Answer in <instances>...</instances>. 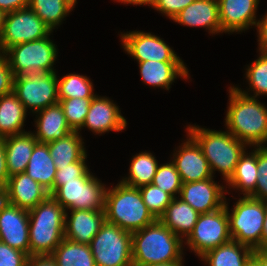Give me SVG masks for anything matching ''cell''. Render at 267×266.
Segmentation results:
<instances>
[{
	"mask_svg": "<svg viewBox=\"0 0 267 266\" xmlns=\"http://www.w3.org/2000/svg\"><path fill=\"white\" fill-rule=\"evenodd\" d=\"M124 51L137 62L183 61L176 52L159 36L144 31L121 33Z\"/></svg>",
	"mask_w": 267,
	"mask_h": 266,
	"instance_id": "13",
	"label": "cell"
},
{
	"mask_svg": "<svg viewBox=\"0 0 267 266\" xmlns=\"http://www.w3.org/2000/svg\"><path fill=\"white\" fill-rule=\"evenodd\" d=\"M28 176L53 194V184L57 168L50 155L48 144L37 143L33 149L26 171Z\"/></svg>",
	"mask_w": 267,
	"mask_h": 266,
	"instance_id": "26",
	"label": "cell"
},
{
	"mask_svg": "<svg viewBox=\"0 0 267 266\" xmlns=\"http://www.w3.org/2000/svg\"><path fill=\"white\" fill-rule=\"evenodd\" d=\"M27 111L14 92L0 97V138L24 133Z\"/></svg>",
	"mask_w": 267,
	"mask_h": 266,
	"instance_id": "27",
	"label": "cell"
},
{
	"mask_svg": "<svg viewBox=\"0 0 267 266\" xmlns=\"http://www.w3.org/2000/svg\"><path fill=\"white\" fill-rule=\"evenodd\" d=\"M75 6L72 0H29L28 4L52 32Z\"/></svg>",
	"mask_w": 267,
	"mask_h": 266,
	"instance_id": "32",
	"label": "cell"
},
{
	"mask_svg": "<svg viewBox=\"0 0 267 266\" xmlns=\"http://www.w3.org/2000/svg\"><path fill=\"white\" fill-rule=\"evenodd\" d=\"M194 1L195 0H159L154 9L173 20L178 13Z\"/></svg>",
	"mask_w": 267,
	"mask_h": 266,
	"instance_id": "42",
	"label": "cell"
},
{
	"mask_svg": "<svg viewBox=\"0 0 267 266\" xmlns=\"http://www.w3.org/2000/svg\"><path fill=\"white\" fill-rule=\"evenodd\" d=\"M49 196V191L26 172L9 177L5 186L6 202L26 210L34 208Z\"/></svg>",
	"mask_w": 267,
	"mask_h": 266,
	"instance_id": "19",
	"label": "cell"
},
{
	"mask_svg": "<svg viewBox=\"0 0 267 266\" xmlns=\"http://www.w3.org/2000/svg\"><path fill=\"white\" fill-rule=\"evenodd\" d=\"M229 105L225 126L234 137L247 147L266 146L267 106L258 98L242 94L234 85L229 87Z\"/></svg>",
	"mask_w": 267,
	"mask_h": 266,
	"instance_id": "1",
	"label": "cell"
},
{
	"mask_svg": "<svg viewBox=\"0 0 267 266\" xmlns=\"http://www.w3.org/2000/svg\"><path fill=\"white\" fill-rule=\"evenodd\" d=\"M6 202V197H5V188L0 187V209Z\"/></svg>",
	"mask_w": 267,
	"mask_h": 266,
	"instance_id": "52",
	"label": "cell"
},
{
	"mask_svg": "<svg viewBox=\"0 0 267 266\" xmlns=\"http://www.w3.org/2000/svg\"><path fill=\"white\" fill-rule=\"evenodd\" d=\"M173 21L189 27H203L212 35L223 33L218 0H195L178 13Z\"/></svg>",
	"mask_w": 267,
	"mask_h": 266,
	"instance_id": "21",
	"label": "cell"
},
{
	"mask_svg": "<svg viewBox=\"0 0 267 266\" xmlns=\"http://www.w3.org/2000/svg\"><path fill=\"white\" fill-rule=\"evenodd\" d=\"M225 186L217 184L213 178L203 181L183 183L178 197L189 204L199 214L214 212L225 204Z\"/></svg>",
	"mask_w": 267,
	"mask_h": 266,
	"instance_id": "16",
	"label": "cell"
},
{
	"mask_svg": "<svg viewBox=\"0 0 267 266\" xmlns=\"http://www.w3.org/2000/svg\"><path fill=\"white\" fill-rule=\"evenodd\" d=\"M52 31L29 7L5 14L0 53L11 46L50 36Z\"/></svg>",
	"mask_w": 267,
	"mask_h": 266,
	"instance_id": "12",
	"label": "cell"
},
{
	"mask_svg": "<svg viewBox=\"0 0 267 266\" xmlns=\"http://www.w3.org/2000/svg\"><path fill=\"white\" fill-rule=\"evenodd\" d=\"M252 152L246 150L240 156L231 178L226 182V186L234 190L241 191L243 196H250L256 189V182L259 176L257 171V147H253Z\"/></svg>",
	"mask_w": 267,
	"mask_h": 266,
	"instance_id": "30",
	"label": "cell"
},
{
	"mask_svg": "<svg viewBox=\"0 0 267 266\" xmlns=\"http://www.w3.org/2000/svg\"><path fill=\"white\" fill-rule=\"evenodd\" d=\"M14 74L3 53H0V97L13 92Z\"/></svg>",
	"mask_w": 267,
	"mask_h": 266,
	"instance_id": "43",
	"label": "cell"
},
{
	"mask_svg": "<svg viewBox=\"0 0 267 266\" xmlns=\"http://www.w3.org/2000/svg\"><path fill=\"white\" fill-rule=\"evenodd\" d=\"M4 18H5V13L2 10H0V36L3 30Z\"/></svg>",
	"mask_w": 267,
	"mask_h": 266,
	"instance_id": "53",
	"label": "cell"
},
{
	"mask_svg": "<svg viewBox=\"0 0 267 266\" xmlns=\"http://www.w3.org/2000/svg\"><path fill=\"white\" fill-rule=\"evenodd\" d=\"M171 162L175 165L183 183L213 178L209 163L201 147L187 133V139L174 151Z\"/></svg>",
	"mask_w": 267,
	"mask_h": 266,
	"instance_id": "15",
	"label": "cell"
},
{
	"mask_svg": "<svg viewBox=\"0 0 267 266\" xmlns=\"http://www.w3.org/2000/svg\"><path fill=\"white\" fill-rule=\"evenodd\" d=\"M104 212L107 222L130 233L139 231L156 220L143 202L139 188L121 181L113 188H107Z\"/></svg>",
	"mask_w": 267,
	"mask_h": 266,
	"instance_id": "4",
	"label": "cell"
},
{
	"mask_svg": "<svg viewBox=\"0 0 267 266\" xmlns=\"http://www.w3.org/2000/svg\"><path fill=\"white\" fill-rule=\"evenodd\" d=\"M245 266H259V265L253 258H251Z\"/></svg>",
	"mask_w": 267,
	"mask_h": 266,
	"instance_id": "54",
	"label": "cell"
},
{
	"mask_svg": "<svg viewBox=\"0 0 267 266\" xmlns=\"http://www.w3.org/2000/svg\"><path fill=\"white\" fill-rule=\"evenodd\" d=\"M259 0H218L221 30L224 33L242 32L256 26Z\"/></svg>",
	"mask_w": 267,
	"mask_h": 266,
	"instance_id": "18",
	"label": "cell"
},
{
	"mask_svg": "<svg viewBox=\"0 0 267 266\" xmlns=\"http://www.w3.org/2000/svg\"><path fill=\"white\" fill-rule=\"evenodd\" d=\"M8 178L3 138H0V187L5 188Z\"/></svg>",
	"mask_w": 267,
	"mask_h": 266,
	"instance_id": "47",
	"label": "cell"
},
{
	"mask_svg": "<svg viewBox=\"0 0 267 266\" xmlns=\"http://www.w3.org/2000/svg\"><path fill=\"white\" fill-rule=\"evenodd\" d=\"M253 249L230 240L200 257L208 266H245L252 258Z\"/></svg>",
	"mask_w": 267,
	"mask_h": 266,
	"instance_id": "28",
	"label": "cell"
},
{
	"mask_svg": "<svg viewBox=\"0 0 267 266\" xmlns=\"http://www.w3.org/2000/svg\"><path fill=\"white\" fill-rule=\"evenodd\" d=\"M246 79L249 84L247 91L236 86L244 95L257 98L260 95L267 96V53L259 52V57L246 68ZM253 91V96L248 93Z\"/></svg>",
	"mask_w": 267,
	"mask_h": 266,
	"instance_id": "35",
	"label": "cell"
},
{
	"mask_svg": "<svg viewBox=\"0 0 267 266\" xmlns=\"http://www.w3.org/2000/svg\"><path fill=\"white\" fill-rule=\"evenodd\" d=\"M142 81L152 87L165 90L179 78L189 79V71L183 61H144L138 62Z\"/></svg>",
	"mask_w": 267,
	"mask_h": 266,
	"instance_id": "22",
	"label": "cell"
},
{
	"mask_svg": "<svg viewBox=\"0 0 267 266\" xmlns=\"http://www.w3.org/2000/svg\"><path fill=\"white\" fill-rule=\"evenodd\" d=\"M28 255L0 241V266H26Z\"/></svg>",
	"mask_w": 267,
	"mask_h": 266,
	"instance_id": "41",
	"label": "cell"
},
{
	"mask_svg": "<svg viewBox=\"0 0 267 266\" xmlns=\"http://www.w3.org/2000/svg\"><path fill=\"white\" fill-rule=\"evenodd\" d=\"M88 170L76 181H61V186L51 195L66 211H104L107 187Z\"/></svg>",
	"mask_w": 267,
	"mask_h": 266,
	"instance_id": "9",
	"label": "cell"
},
{
	"mask_svg": "<svg viewBox=\"0 0 267 266\" xmlns=\"http://www.w3.org/2000/svg\"><path fill=\"white\" fill-rule=\"evenodd\" d=\"M224 205L227 210L232 240L247 245L253 250H262L266 201L250 196L240 197L233 206L231 213L226 200Z\"/></svg>",
	"mask_w": 267,
	"mask_h": 266,
	"instance_id": "6",
	"label": "cell"
},
{
	"mask_svg": "<svg viewBox=\"0 0 267 266\" xmlns=\"http://www.w3.org/2000/svg\"><path fill=\"white\" fill-rule=\"evenodd\" d=\"M252 258L258 263L259 266H267V250H254Z\"/></svg>",
	"mask_w": 267,
	"mask_h": 266,
	"instance_id": "48",
	"label": "cell"
},
{
	"mask_svg": "<svg viewBox=\"0 0 267 266\" xmlns=\"http://www.w3.org/2000/svg\"><path fill=\"white\" fill-rule=\"evenodd\" d=\"M119 109L113 100L108 97L95 95L90 103L85 122L78 132L84 127H87L97 135L110 131L119 132L125 130L127 121Z\"/></svg>",
	"mask_w": 267,
	"mask_h": 266,
	"instance_id": "17",
	"label": "cell"
},
{
	"mask_svg": "<svg viewBox=\"0 0 267 266\" xmlns=\"http://www.w3.org/2000/svg\"><path fill=\"white\" fill-rule=\"evenodd\" d=\"M262 250H267V201H266V211L262 231Z\"/></svg>",
	"mask_w": 267,
	"mask_h": 266,
	"instance_id": "50",
	"label": "cell"
},
{
	"mask_svg": "<svg viewBox=\"0 0 267 266\" xmlns=\"http://www.w3.org/2000/svg\"><path fill=\"white\" fill-rule=\"evenodd\" d=\"M257 171L256 189L250 197L267 201V146L257 147Z\"/></svg>",
	"mask_w": 267,
	"mask_h": 266,
	"instance_id": "39",
	"label": "cell"
},
{
	"mask_svg": "<svg viewBox=\"0 0 267 266\" xmlns=\"http://www.w3.org/2000/svg\"><path fill=\"white\" fill-rule=\"evenodd\" d=\"M38 141L33 132H24L3 138L7 173L11 177L26 171L33 149Z\"/></svg>",
	"mask_w": 267,
	"mask_h": 266,
	"instance_id": "24",
	"label": "cell"
},
{
	"mask_svg": "<svg viewBox=\"0 0 267 266\" xmlns=\"http://www.w3.org/2000/svg\"><path fill=\"white\" fill-rule=\"evenodd\" d=\"M199 215L189 204L175 197L159 220L184 241L192 232Z\"/></svg>",
	"mask_w": 267,
	"mask_h": 266,
	"instance_id": "25",
	"label": "cell"
},
{
	"mask_svg": "<svg viewBox=\"0 0 267 266\" xmlns=\"http://www.w3.org/2000/svg\"><path fill=\"white\" fill-rule=\"evenodd\" d=\"M34 114L36 131L33 132L38 143H49L64 138L73 130L67 124L63 109L58 103L50 105Z\"/></svg>",
	"mask_w": 267,
	"mask_h": 266,
	"instance_id": "23",
	"label": "cell"
},
{
	"mask_svg": "<svg viewBox=\"0 0 267 266\" xmlns=\"http://www.w3.org/2000/svg\"><path fill=\"white\" fill-rule=\"evenodd\" d=\"M83 140L80 132L72 131L64 138L47 143L55 166L86 161L87 151L83 145Z\"/></svg>",
	"mask_w": 267,
	"mask_h": 266,
	"instance_id": "29",
	"label": "cell"
},
{
	"mask_svg": "<svg viewBox=\"0 0 267 266\" xmlns=\"http://www.w3.org/2000/svg\"><path fill=\"white\" fill-rule=\"evenodd\" d=\"M232 240L225 205L210 213L200 214L198 220L185 239L184 244L199 257L216 247Z\"/></svg>",
	"mask_w": 267,
	"mask_h": 266,
	"instance_id": "11",
	"label": "cell"
},
{
	"mask_svg": "<svg viewBox=\"0 0 267 266\" xmlns=\"http://www.w3.org/2000/svg\"><path fill=\"white\" fill-rule=\"evenodd\" d=\"M0 241L30 256L29 210L4 203L0 209Z\"/></svg>",
	"mask_w": 267,
	"mask_h": 266,
	"instance_id": "14",
	"label": "cell"
},
{
	"mask_svg": "<svg viewBox=\"0 0 267 266\" xmlns=\"http://www.w3.org/2000/svg\"><path fill=\"white\" fill-rule=\"evenodd\" d=\"M143 202L156 219L166 211L173 197L156 185L150 183L139 188Z\"/></svg>",
	"mask_w": 267,
	"mask_h": 266,
	"instance_id": "38",
	"label": "cell"
},
{
	"mask_svg": "<svg viewBox=\"0 0 267 266\" xmlns=\"http://www.w3.org/2000/svg\"><path fill=\"white\" fill-rule=\"evenodd\" d=\"M57 46L49 36L11 46L3 52L14 77L28 73L56 72Z\"/></svg>",
	"mask_w": 267,
	"mask_h": 266,
	"instance_id": "7",
	"label": "cell"
},
{
	"mask_svg": "<svg viewBox=\"0 0 267 266\" xmlns=\"http://www.w3.org/2000/svg\"><path fill=\"white\" fill-rule=\"evenodd\" d=\"M184 241L159 219L132 233L133 266L183 260Z\"/></svg>",
	"mask_w": 267,
	"mask_h": 266,
	"instance_id": "2",
	"label": "cell"
},
{
	"mask_svg": "<svg viewBox=\"0 0 267 266\" xmlns=\"http://www.w3.org/2000/svg\"><path fill=\"white\" fill-rule=\"evenodd\" d=\"M186 131L201 147L212 174L220 171L223 180L227 182L233 175L240 156L247 150V145L227 130H210L195 124L188 125Z\"/></svg>",
	"mask_w": 267,
	"mask_h": 266,
	"instance_id": "3",
	"label": "cell"
},
{
	"mask_svg": "<svg viewBox=\"0 0 267 266\" xmlns=\"http://www.w3.org/2000/svg\"><path fill=\"white\" fill-rule=\"evenodd\" d=\"M114 1L132 5H148L154 8L159 0H114Z\"/></svg>",
	"mask_w": 267,
	"mask_h": 266,
	"instance_id": "49",
	"label": "cell"
},
{
	"mask_svg": "<svg viewBox=\"0 0 267 266\" xmlns=\"http://www.w3.org/2000/svg\"><path fill=\"white\" fill-rule=\"evenodd\" d=\"M29 0H0V10L5 14L18 9L27 8Z\"/></svg>",
	"mask_w": 267,
	"mask_h": 266,
	"instance_id": "46",
	"label": "cell"
},
{
	"mask_svg": "<svg viewBox=\"0 0 267 266\" xmlns=\"http://www.w3.org/2000/svg\"><path fill=\"white\" fill-rule=\"evenodd\" d=\"M58 77L59 99L93 98L96 95L93 92V82L87 76L78 73H69L60 79Z\"/></svg>",
	"mask_w": 267,
	"mask_h": 266,
	"instance_id": "34",
	"label": "cell"
},
{
	"mask_svg": "<svg viewBox=\"0 0 267 266\" xmlns=\"http://www.w3.org/2000/svg\"><path fill=\"white\" fill-rule=\"evenodd\" d=\"M96 266H133L132 233L105 221L89 244Z\"/></svg>",
	"mask_w": 267,
	"mask_h": 266,
	"instance_id": "8",
	"label": "cell"
},
{
	"mask_svg": "<svg viewBox=\"0 0 267 266\" xmlns=\"http://www.w3.org/2000/svg\"><path fill=\"white\" fill-rule=\"evenodd\" d=\"M66 210L52 197L29 210L31 255H51L64 239Z\"/></svg>",
	"mask_w": 267,
	"mask_h": 266,
	"instance_id": "5",
	"label": "cell"
},
{
	"mask_svg": "<svg viewBox=\"0 0 267 266\" xmlns=\"http://www.w3.org/2000/svg\"><path fill=\"white\" fill-rule=\"evenodd\" d=\"M51 256L57 266H96L90 246L64 238Z\"/></svg>",
	"mask_w": 267,
	"mask_h": 266,
	"instance_id": "31",
	"label": "cell"
},
{
	"mask_svg": "<svg viewBox=\"0 0 267 266\" xmlns=\"http://www.w3.org/2000/svg\"><path fill=\"white\" fill-rule=\"evenodd\" d=\"M26 266H57V263L51 255H31Z\"/></svg>",
	"mask_w": 267,
	"mask_h": 266,
	"instance_id": "45",
	"label": "cell"
},
{
	"mask_svg": "<svg viewBox=\"0 0 267 266\" xmlns=\"http://www.w3.org/2000/svg\"><path fill=\"white\" fill-rule=\"evenodd\" d=\"M158 165V160L151 152L138 153L132 156L128 177L121 182L135 188L148 185L152 183Z\"/></svg>",
	"mask_w": 267,
	"mask_h": 266,
	"instance_id": "33",
	"label": "cell"
},
{
	"mask_svg": "<svg viewBox=\"0 0 267 266\" xmlns=\"http://www.w3.org/2000/svg\"><path fill=\"white\" fill-rule=\"evenodd\" d=\"M57 72L28 73L14 77L13 92L26 111L33 113L56 104L58 98Z\"/></svg>",
	"mask_w": 267,
	"mask_h": 266,
	"instance_id": "10",
	"label": "cell"
},
{
	"mask_svg": "<svg viewBox=\"0 0 267 266\" xmlns=\"http://www.w3.org/2000/svg\"><path fill=\"white\" fill-rule=\"evenodd\" d=\"M152 184L175 198L177 194H180L183 182L175 165L170 161L169 163L158 165Z\"/></svg>",
	"mask_w": 267,
	"mask_h": 266,
	"instance_id": "37",
	"label": "cell"
},
{
	"mask_svg": "<svg viewBox=\"0 0 267 266\" xmlns=\"http://www.w3.org/2000/svg\"><path fill=\"white\" fill-rule=\"evenodd\" d=\"M259 52L267 53V13L256 24Z\"/></svg>",
	"mask_w": 267,
	"mask_h": 266,
	"instance_id": "44",
	"label": "cell"
},
{
	"mask_svg": "<svg viewBox=\"0 0 267 266\" xmlns=\"http://www.w3.org/2000/svg\"><path fill=\"white\" fill-rule=\"evenodd\" d=\"M92 98L59 99L67 124L78 131L84 124Z\"/></svg>",
	"mask_w": 267,
	"mask_h": 266,
	"instance_id": "36",
	"label": "cell"
},
{
	"mask_svg": "<svg viewBox=\"0 0 267 266\" xmlns=\"http://www.w3.org/2000/svg\"><path fill=\"white\" fill-rule=\"evenodd\" d=\"M183 261H185V260L175 261V262H166V263H160V264H153V265H149V266H184Z\"/></svg>",
	"mask_w": 267,
	"mask_h": 266,
	"instance_id": "51",
	"label": "cell"
},
{
	"mask_svg": "<svg viewBox=\"0 0 267 266\" xmlns=\"http://www.w3.org/2000/svg\"><path fill=\"white\" fill-rule=\"evenodd\" d=\"M65 212L64 238L89 245L105 223V212L99 210H69Z\"/></svg>",
	"mask_w": 267,
	"mask_h": 266,
	"instance_id": "20",
	"label": "cell"
},
{
	"mask_svg": "<svg viewBox=\"0 0 267 266\" xmlns=\"http://www.w3.org/2000/svg\"><path fill=\"white\" fill-rule=\"evenodd\" d=\"M56 168L53 193L61 186V181H76L89 170L85 161H77L65 166H57Z\"/></svg>",
	"mask_w": 267,
	"mask_h": 266,
	"instance_id": "40",
	"label": "cell"
}]
</instances>
